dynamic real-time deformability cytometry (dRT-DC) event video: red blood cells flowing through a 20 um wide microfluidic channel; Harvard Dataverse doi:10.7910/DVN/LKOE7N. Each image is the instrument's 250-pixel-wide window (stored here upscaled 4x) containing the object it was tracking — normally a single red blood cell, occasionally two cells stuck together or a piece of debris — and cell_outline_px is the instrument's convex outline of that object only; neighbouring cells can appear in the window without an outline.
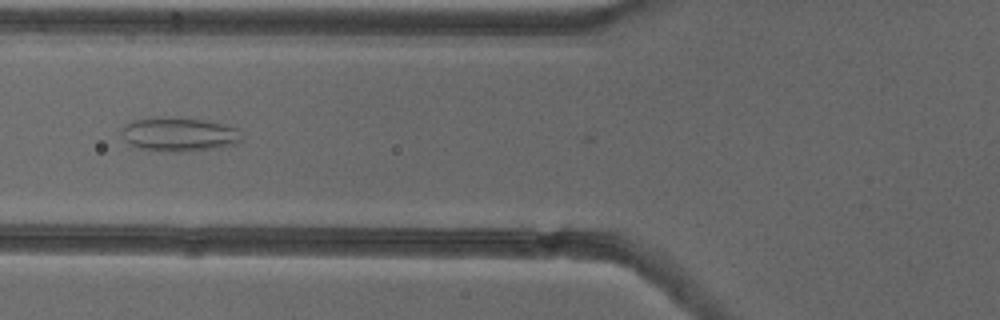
{"species": "common noctule bat (a hibernating species)", "species_latin": "Nyctalus noctula", "temperature_condition": "cold", "stored_images_in_passage": 35, "camera_frame_rate_fps": 3000, "um_per_image_px": 0.085, "animal": {"sex": "female"}, "frame": {"image": 1, "passage_image": 3, "time_ms": 0.667, "image_size_px": [1000, 320], "cell_outline_px": [[244, 140], [236, 144], [212, 148], [180, 152], [176, 152], [140, 148], [124, 140], [120, 132], [124, 124], [132, 120], [156, 116], [164, 116], [204, 120], [224, 124], [236, 128]], "centroid_in_image_um": [15.19, 11.39], "position_along_channel_um": 110.6, "area_um2": 23.87}}
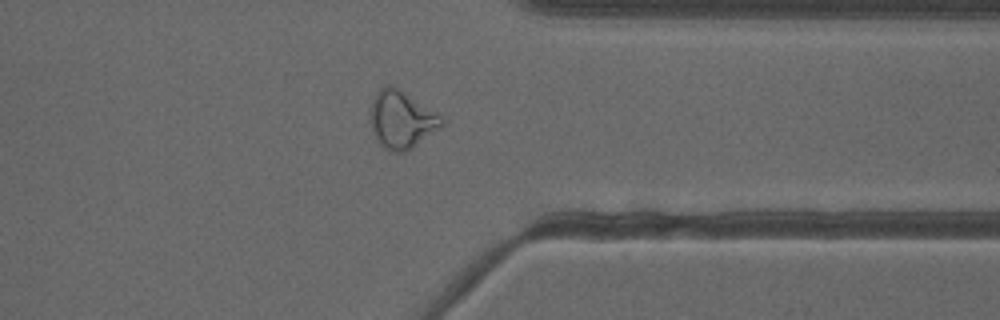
{"frame": {"image": 2, "passage_image": 24, "time_ms": 7.667, "image_size_px": [1000, 320], "cell_outline_px": [[444, 124], [440, 128], [408, 152], [388, 152], [380, 144], [368, 120], [368, 116], [372, 100], [376, 92], [384, 84], [388, 84], [400, 88], [440, 116], [444, 120]], "centroid_in_image_um": [34.09, 10.17], "position_along_channel_um": 377.3, "area_um2": 24.22}}
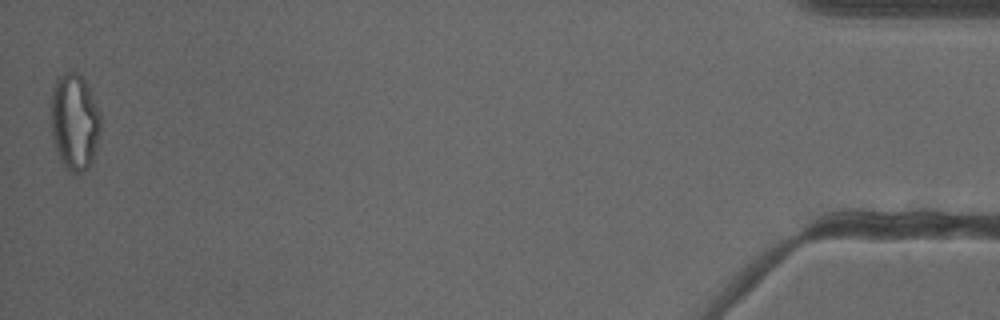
{"frame": {"image": 3, "passage_image": 35, "time_ms": 11.333, "image_size_px": [1000, 320], "cell_outline_px": [[100, 132], [92, 164], [88, 168], [80, 172], [68, 172], [60, 160], [56, 152], [52, 140], [52, 92], [56, 80], [64, 72], [76, 72], [84, 80], [100, 112]], "centroid_in_image_um": [6.34, 10.41], "position_along_channel_um": 428.9, "area_um2": 27.8}, "authors_computed_cell_mechanics": {"area_um2": 20.3456, "velocity_mm_per_s": 3.8552, "shape_relaxation_time_tau1_ms": null, "shape_relaxation_time_tau2_ms": 1.4853, "deformation_change_tau1": null, "deformation_change_tau2": 0.0913}}